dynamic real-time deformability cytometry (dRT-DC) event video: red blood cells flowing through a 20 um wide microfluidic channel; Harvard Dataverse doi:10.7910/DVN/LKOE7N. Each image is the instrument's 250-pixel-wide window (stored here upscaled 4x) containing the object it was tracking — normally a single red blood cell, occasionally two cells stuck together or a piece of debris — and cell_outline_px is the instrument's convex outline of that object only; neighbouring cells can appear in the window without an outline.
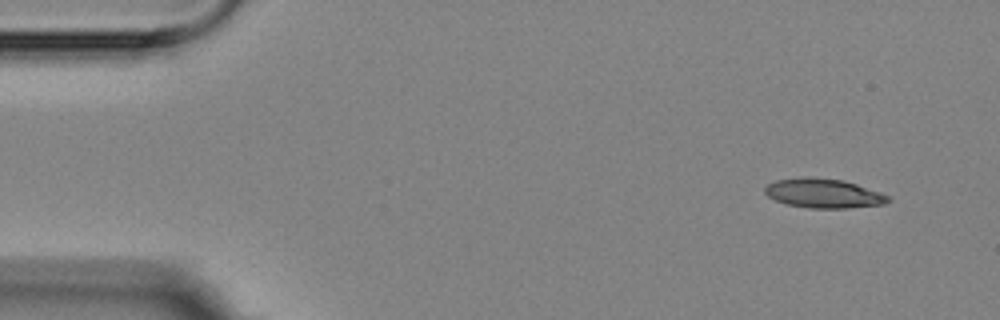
{"species": "Egyptian fruit bat (a non-hibernating species)", "species_latin": "Rousettus aegyptiacus", "temperature_condition": "room temperature", "stored_images_in_passage": 4, "camera_frame_rate_fps": 3000, "um_per_image_px": 0.085, "animal": {"sex": "female"}, "frame": {"image": 1, "passage_image": 1, "time_ms": 0.0, "image_size_px": [1000, 320], "cell_outline_px": [[892, 200], [884, 204], [848, 208], [808, 208], [788, 204], [776, 200], [768, 196], [764, 192], [764, 188], [768, 184], [776, 180], [804, 176], [844, 180], [880, 192], [888, 196]], "centroid_in_image_um": [70.0, 16.43], "position_along_channel_um": 15.0, "area_um2": 21.04}}